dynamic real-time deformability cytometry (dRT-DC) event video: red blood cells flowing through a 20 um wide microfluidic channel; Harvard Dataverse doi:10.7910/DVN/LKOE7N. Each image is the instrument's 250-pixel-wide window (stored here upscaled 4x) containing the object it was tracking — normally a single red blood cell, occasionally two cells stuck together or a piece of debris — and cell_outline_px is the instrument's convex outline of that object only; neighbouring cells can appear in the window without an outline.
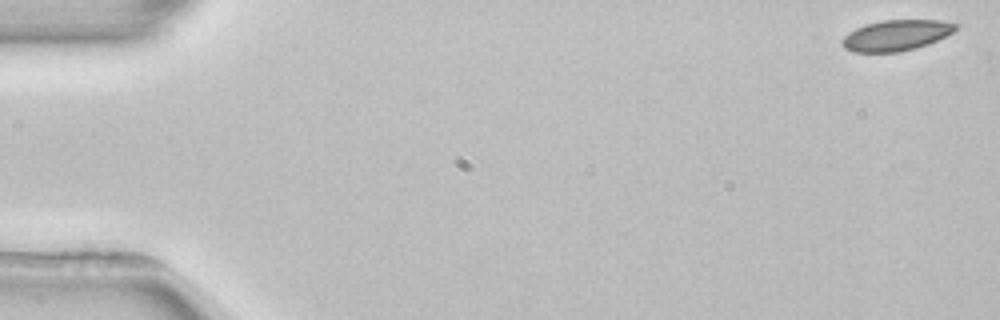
{"species": "common noctule bat (a hibernating species)", "species_latin": "Nyctalus noctula", "temperature_condition": "room temperature", "stored_images_in_passage": 5, "segment_of_instrument_passage": [1, 2], "camera_frame_rate_fps": 3000, "um_per_image_px": 0.085, "animal": {"sex": "female", "body_mass_g": 22.7, "forearm_length_mm": 54.2}, "frame": {"image": 1, "passage_image": 1, "time_ms": 0.0, "image_size_px": [1000, 320], "cell_outline_px": [[960, 24], [952, 32], [928, 44], [916, 48], [900, 52], [852, 52], [844, 48], [840, 44], [840, 40], [848, 32], [864, 24], [880, 20], [940, 20]], "centroid_in_image_um": [76.12, 3.0], "position_along_channel_um": 8.9, "area_um2": 20.52}}
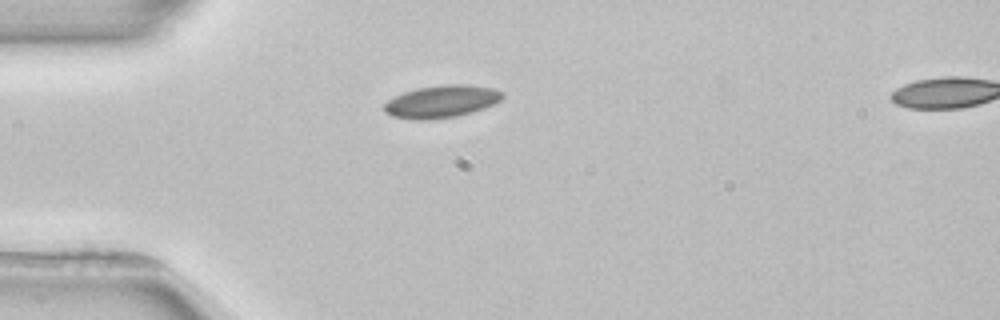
{"frame": {"image": 2, "passage_image": 4, "time_ms": 4.333, "image_size_px": [1000, 320], "cell_outline_px": [[504, 96], [500, 100], [484, 108], [472, 112], [456, 116], [428, 120], [416, 120], [392, 116], [384, 112], [384, 104], [388, 100], [404, 92], [416, 88], [444, 84], [468, 84], [496, 88], [504, 92]], "centroid_in_image_um": [37.55, 8.62], "position_along_channel_um": 47.5, "area_um2": 22.48}}